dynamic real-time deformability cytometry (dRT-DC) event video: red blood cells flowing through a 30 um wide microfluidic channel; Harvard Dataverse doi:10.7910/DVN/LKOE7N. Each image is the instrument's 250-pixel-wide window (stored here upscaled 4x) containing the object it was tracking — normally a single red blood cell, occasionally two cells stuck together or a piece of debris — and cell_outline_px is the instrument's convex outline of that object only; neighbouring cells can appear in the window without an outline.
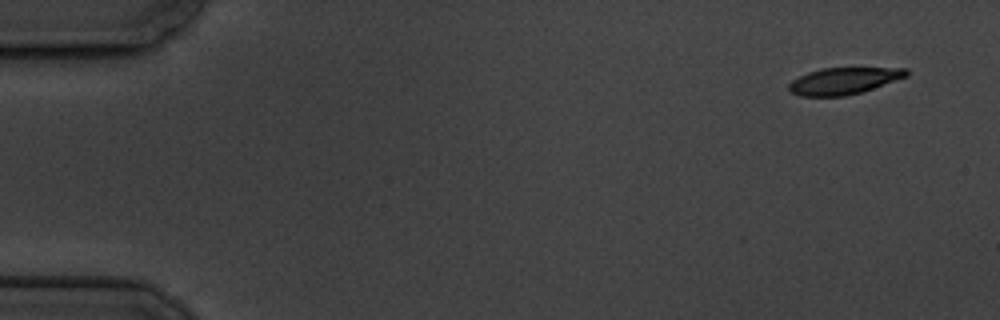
{"species": "common noctule bat (a hibernating species)", "species_latin": "Nyctalus noctula", "temperature_condition": "cold", "stored_images_in_passage": 10, "camera_frame_rate_fps": 3000, "um_per_image_px": 0.085, "animal": {"sex": "male", "body_mass_g": 19.5, "forearm_length_mm": 54.6}, "frame": {"image": 1, "passage_image": 1, "time_ms": 0.0, "image_size_px": [1000, 320], "cell_outline_px": [[908, 76], [860, 92], [844, 96], [800, 96], [792, 92], [788, 88], [788, 84], [792, 80], [808, 72], [820, 68], [908, 68]], "centroid_in_image_um": [71.7, 6.87], "position_along_channel_um": 13.3, "area_um2": 18.09}}
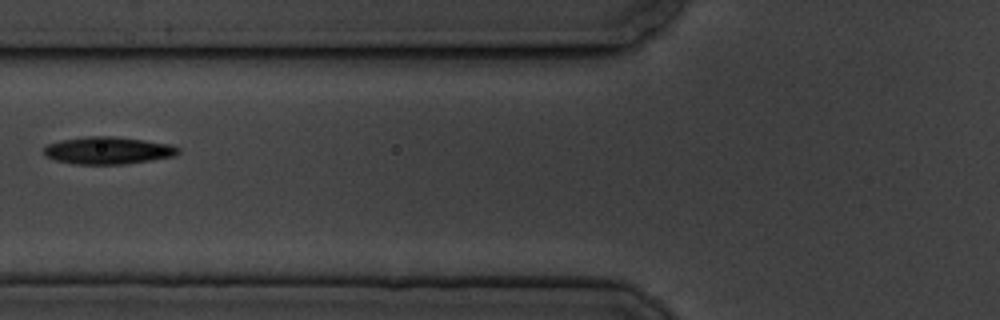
{"frame": {"image": 2, "passage_image": 6, "time_ms": 6.667, "image_size_px": [1000, 320], "cell_outline_px": [[180, 152], [176, 156], [124, 164], [76, 164], [56, 160], [44, 156], [44, 148], [48, 144], [60, 140], [88, 136], [112, 136], [144, 140], [172, 144], [180, 148]], "centroid_in_image_um": [9.2, 12.78], "position_along_channel_um": 116.6, "area_um2": 21.44}}
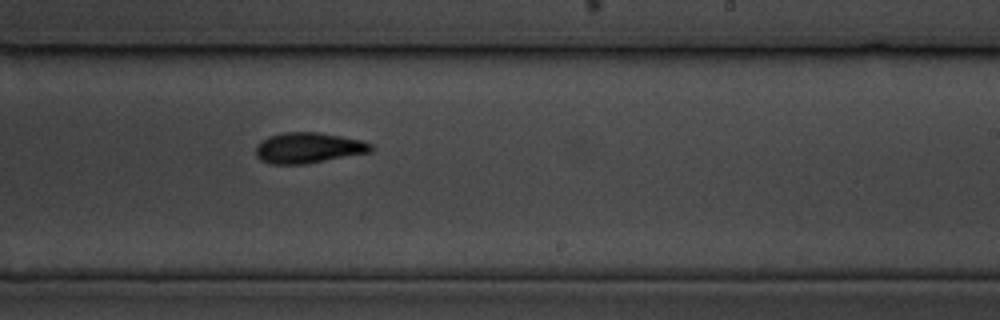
{"frame": {"image": 3, "passage_image": 10, "time_ms": 11.0, "image_size_px": [1000, 320], "cell_outline_px": [[372, 152], [304, 164], [272, 164], [260, 160], [256, 156], [256, 144], [268, 136], [284, 132], [316, 132], [340, 136], [360, 140], [372, 144]], "centroid_in_image_um": [26.18, 12.57], "position_along_channel_um": 262.8, "area_um2": 20.52}}